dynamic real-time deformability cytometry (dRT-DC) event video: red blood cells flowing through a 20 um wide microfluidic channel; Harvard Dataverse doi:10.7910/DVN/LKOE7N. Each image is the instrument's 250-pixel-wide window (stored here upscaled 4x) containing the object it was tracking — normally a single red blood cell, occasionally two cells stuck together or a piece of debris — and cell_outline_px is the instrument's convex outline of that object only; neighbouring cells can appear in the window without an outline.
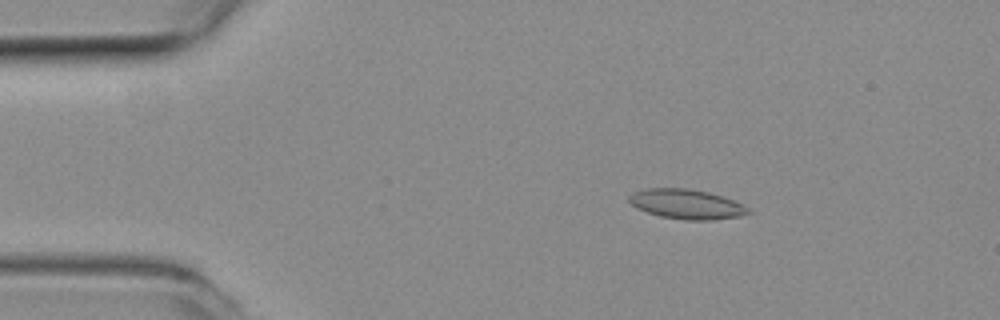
{"species": "common noctule bat (a hibernating species)", "species_latin": "Nyctalus noctula", "temperature_condition": "room temperature", "stored_images_in_passage": 52, "camera_frame_rate_fps": 3000, "um_per_image_px": 0.085, "animal": {"sex": "female", "body_mass_g": 19.3, "forearm_length_mm": 54.1}, "frame": {"image": 1, "passage_image": 9, "time_ms": 2.667, "image_size_px": [1000, 320], "cell_outline_px": [[752, 212], [740, 216], [712, 220], [684, 220], [660, 216], [636, 208], [628, 200], [628, 196], [632, 192], [644, 188], [688, 188], [708, 192], [724, 196], [748, 208]], "centroid_in_image_um": [58.32, 17.34], "position_along_channel_um": 26.7, "area_um2": 20.69}}
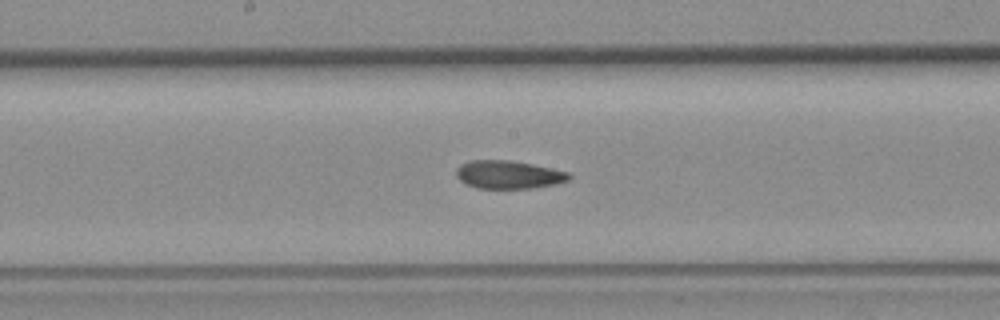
{"frame": {"image": 2, "passage_image": 27, "time_ms": 8.667, "image_size_px": [1000, 320], "cell_outline_px": [[572, 180], [556, 184], [532, 188], [476, 188], [464, 184], [456, 176], [456, 168], [460, 164], [468, 160], [508, 160], [532, 164], [552, 168], [568, 172], [572, 176]], "centroid_in_image_um": [43.22, 14.84], "position_along_channel_um": 205.0, "area_um2": 18.73}}
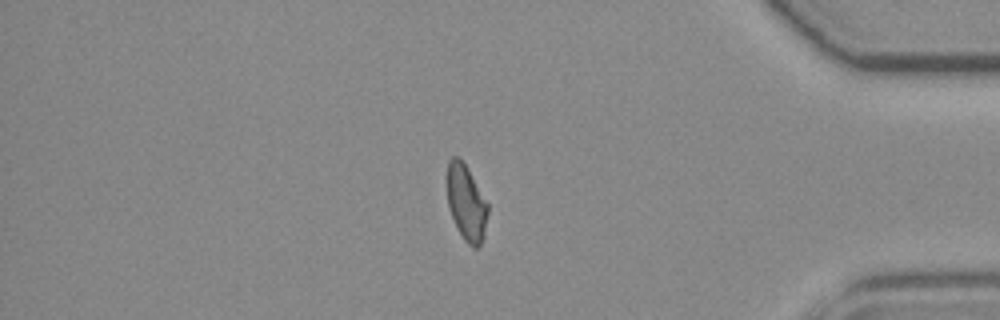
{"frame": {"image": 3, "passage_image": 44, "time_ms": 14.333, "image_size_px": [1000, 320], "cell_outline_px": [[488, 212], [484, 236], [480, 244], [476, 248], [472, 248], [464, 240], [452, 216], [448, 204], [448, 160], [452, 156], [460, 156], [488, 204]], "centroid_in_image_um": [39.65, 17.23], "position_along_channel_um": 395.6, "area_um2": 17.63}, "authors_computed_cell_mechanics": {"area_um2": 18.9873, "velocity_mm_per_s": 3.9726, "shape_relaxation_time_tau1_ms": null, "shape_relaxation_time_tau2_ms": 4.4994, "deformation_change_tau1": null, "deformation_change_tau2": 0.1196}}